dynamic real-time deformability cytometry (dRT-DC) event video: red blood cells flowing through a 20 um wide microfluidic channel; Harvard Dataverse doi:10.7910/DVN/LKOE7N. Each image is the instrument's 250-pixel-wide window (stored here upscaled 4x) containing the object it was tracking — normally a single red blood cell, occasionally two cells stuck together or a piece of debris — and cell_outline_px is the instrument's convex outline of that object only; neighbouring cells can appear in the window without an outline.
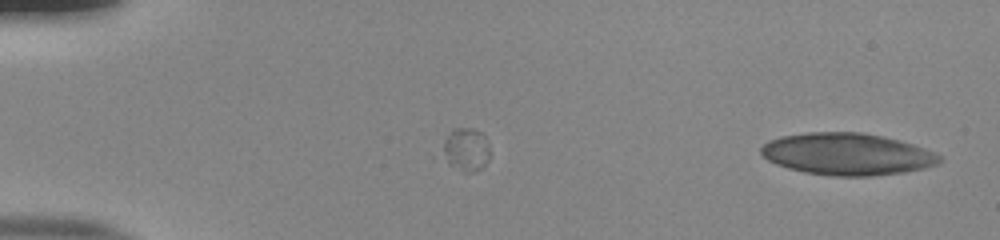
{"species": "human", "species_latin": "Homo sapiens", "temperature_condition": "room temperature", "stored_images_in_passage": 52, "camera_frame_rate_fps": 3000, "um_per_image_px": 0.085, "donor": {"sex": "male"}, "frame": {"image": 1, "passage_image": 1, "time_ms": 0.0, "image_size_px": [1000, 240], "cell_outline_px": [[944, 160], [936, 164], [924, 168], [904, 172], [872, 176], [832, 176], [804, 172], [788, 168], [776, 164], [768, 160], [760, 152], [760, 148], [768, 140], [780, 136], [808, 132], [860, 132], [884, 136], [900, 140], [924, 148], [940, 156]], "centroid_in_image_um": [71.99, 13.09], "position_along_channel_um": 13.0, "area_um2": 43.75}}
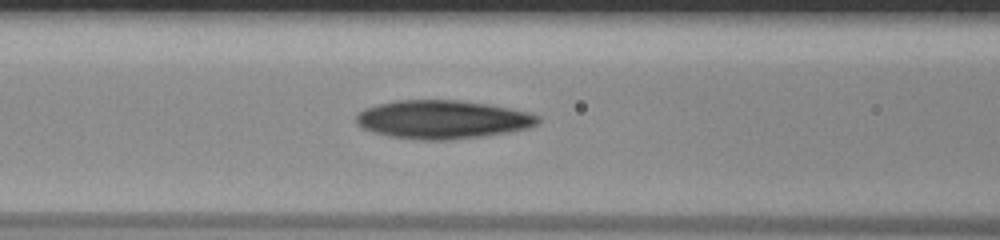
{"frame": {"image": 2, "passage_image": 22, "time_ms": 7.0, "image_size_px": [1000, 240], "cell_outline_px": [[540, 120], [536, 124], [528, 128], [508, 132], [484, 136], [448, 140], [420, 140], [388, 136], [372, 132], [356, 124], [356, 116], [364, 108], [396, 100], [456, 100], [488, 104], [528, 112], [540, 116]], "centroid_in_image_um": [37.6, 10.16], "position_along_channel_um": 129.0, "area_um2": 40.69}}
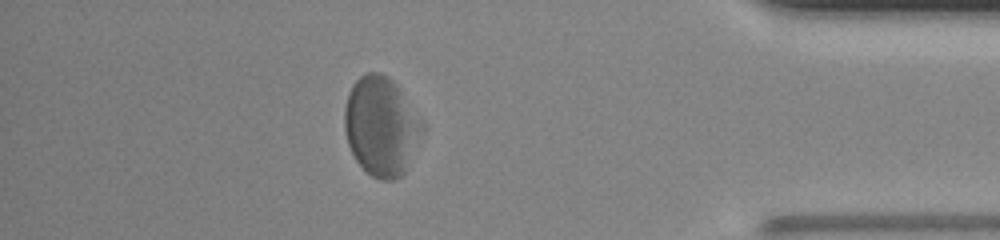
{"frame": {"image": 3, "passage_image": 46, "time_ms": 15.0, "image_size_px": [1000, 240], "cell_outline_px": [[416, 128], [408, 164], [404, 172], [400, 176], [392, 180], [380, 180], [372, 176], [356, 160], [348, 144], [344, 128], [344, 108], [348, 92], [352, 84], [360, 76], [368, 72], [380, 72], [388, 76], [396, 84], [400, 92]], "centroid_in_image_um": [32.19, 10.72], "position_along_channel_um": 403.0, "area_um2": 41.91}, "authors_computed_cell_mechanics": {"area_um2": 41.6449, "velocity_mm_per_s": 3.8234, "shape_relaxation_time_tau1_ms": 3.9121, "shape_relaxation_time_tau2_ms": 2.3747, "deformation_change_tau1": 0.1399, "deformation_change_tau2": 0.1055}}